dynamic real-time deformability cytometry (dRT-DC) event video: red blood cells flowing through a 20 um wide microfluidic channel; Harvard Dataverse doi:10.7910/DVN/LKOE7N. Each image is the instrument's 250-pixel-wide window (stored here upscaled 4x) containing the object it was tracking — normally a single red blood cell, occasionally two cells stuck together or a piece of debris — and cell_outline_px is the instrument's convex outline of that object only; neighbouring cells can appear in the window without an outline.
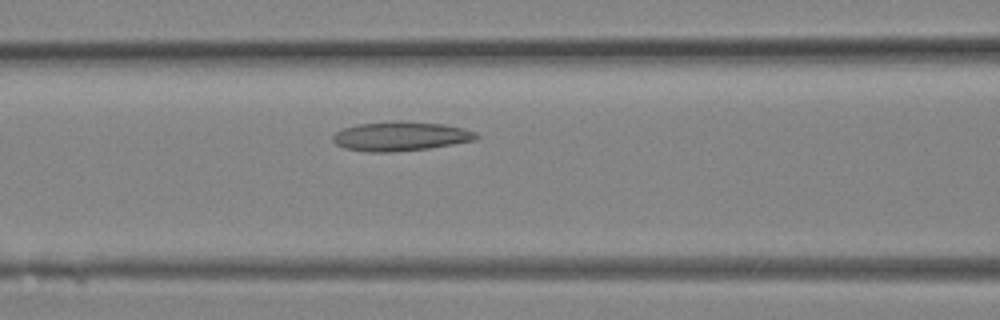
{"species": "Egyptian fruit bat (a non-hibernating species)", "species_latin": "Rousettus aegyptiacus", "temperature_condition": "room temperature", "stored_images_in_passage": 8, "camera_frame_rate_fps": 3000, "um_per_image_px": 0.085, "animal": {"sex": "female"}, "frame": {"image": 1, "passage_image": 6, "time_ms": 1.667, "image_size_px": [1000, 320], "cell_outline_px": [[480, 136], [476, 140], [428, 148], [392, 152], [368, 152], [344, 148], [336, 144], [332, 140], [332, 136], [336, 132], [344, 128], [356, 124], [400, 120], [444, 124], [464, 128], [476, 132]], "centroid_in_image_um": [34.05, 11.57], "position_along_channel_um": 132.6, "area_um2": 24.62}}
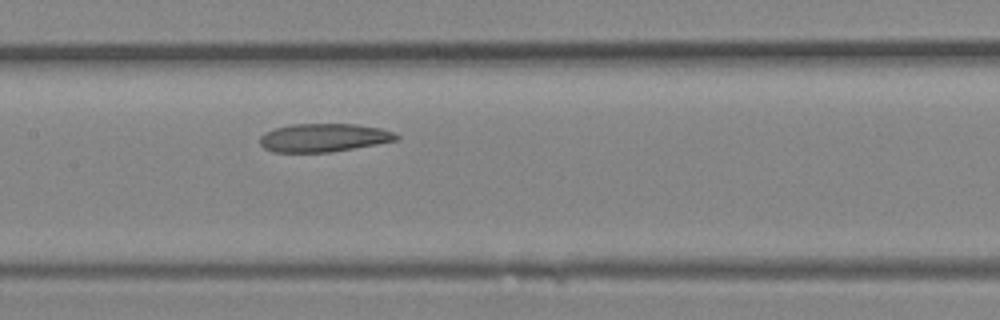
{"frame": {"image": 2, "passage_image": 8, "time_ms": 2.333, "image_size_px": [1000, 320], "cell_outline_px": [[400, 140], [332, 152], [272, 152], [264, 148], [260, 144], [260, 136], [264, 132], [276, 128], [292, 124], [356, 124], [380, 128], [392, 132], [400, 136]], "centroid_in_image_um": [27.52, 11.71], "position_along_channel_um": 179.9, "area_um2": 22.6}}